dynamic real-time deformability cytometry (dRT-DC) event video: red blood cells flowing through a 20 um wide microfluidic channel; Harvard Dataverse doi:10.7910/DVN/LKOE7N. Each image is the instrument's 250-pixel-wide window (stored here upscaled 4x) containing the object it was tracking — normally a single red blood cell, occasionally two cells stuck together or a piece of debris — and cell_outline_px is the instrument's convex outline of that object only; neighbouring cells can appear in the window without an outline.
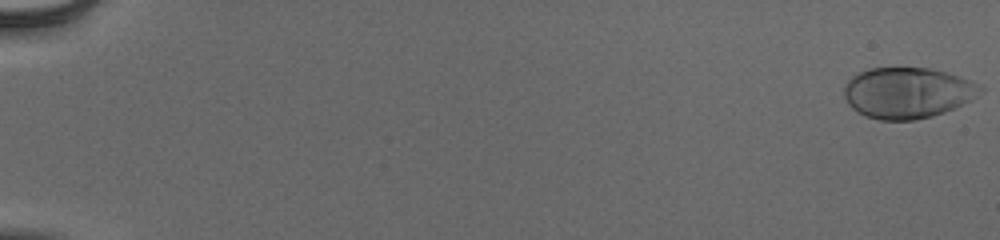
{"species": "human", "species_latin": "Homo sapiens", "temperature_condition": "cold", "stored_images_in_passage": 55, "camera_frame_rate_fps": 3000, "um_per_image_px": 0.085, "donor": {"sex": "male"}, "frame": {"image": 1, "passage_image": 1, "time_ms": 0.0, "image_size_px": [1000, 240], "cell_outline_px": [[984, 88], [976, 96], [944, 112], [932, 116], [912, 120], [880, 120], [864, 116], [856, 112], [848, 104], [844, 96], [844, 88], [848, 80], [852, 76], [868, 68], [928, 68], [944, 72], [968, 80]], "centroid_in_image_um": [77.06, 7.89], "position_along_channel_um": 7.9, "area_um2": 39.94}}
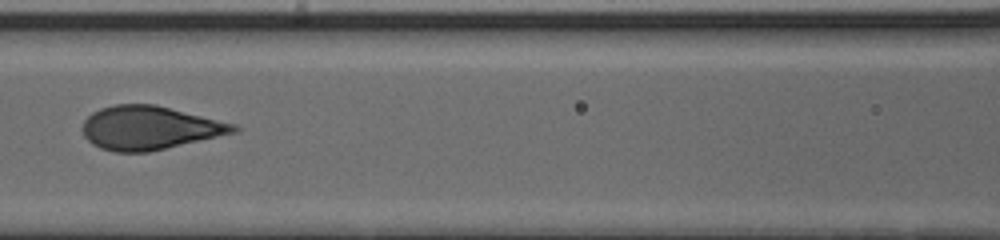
{"frame": {"image": 2, "passage_image": 28, "time_ms": 9.0, "image_size_px": [1000, 240], "cell_outline_px": [[244, 128], [240, 132], [148, 152], [112, 152], [100, 148], [92, 144], [84, 136], [84, 120], [92, 112], [100, 108], [116, 104], [156, 104], [236, 124]], "centroid_in_image_um": [12.77, 10.87], "position_along_channel_um": 153.8, "area_um2": 38.67}}
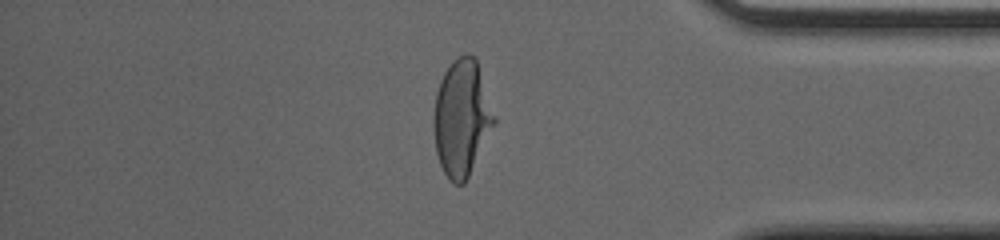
{"frame": {"image": 3, "passage_image": 48, "time_ms": 15.667, "image_size_px": [1000, 240], "cell_outline_px": [[496, 124], [464, 184], [452, 184], [448, 180], [440, 164], [436, 152], [432, 124], [432, 120], [436, 92], [440, 80], [444, 72], [452, 60], [456, 56], [468, 52], [476, 56], [496, 116]], "centroid_in_image_um": [39.25, 9.99], "position_along_channel_um": 395.9, "area_um2": 41.85}, "authors_computed_cell_mechanics": {"area_um2": 39.4196, "velocity_mm_per_s": 3.9004, "shape_relaxation_time_tau1_ms": 4.4052, "shape_relaxation_time_tau2_ms": null, "deformation_change_tau1": 0.2171, "deformation_change_tau2": null}}